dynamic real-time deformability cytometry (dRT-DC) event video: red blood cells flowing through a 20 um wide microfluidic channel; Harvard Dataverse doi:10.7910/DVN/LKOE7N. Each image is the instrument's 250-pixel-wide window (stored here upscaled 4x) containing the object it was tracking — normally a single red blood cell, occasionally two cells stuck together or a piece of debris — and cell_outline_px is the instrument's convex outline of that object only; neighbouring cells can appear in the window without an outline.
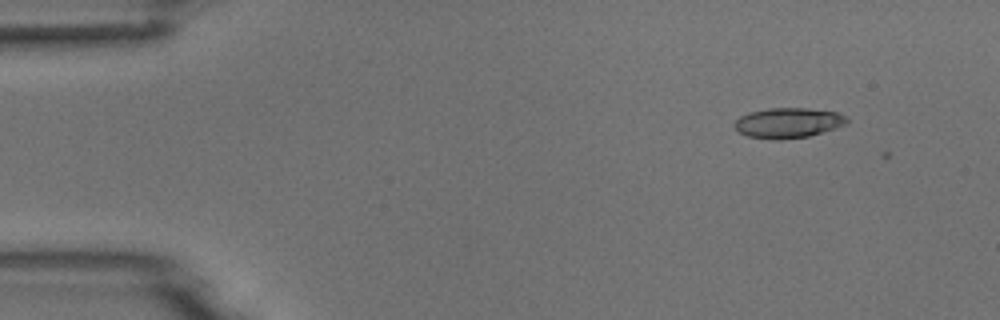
{"species": "common noctule bat (a hibernating species)", "species_latin": "Nyctalus noctula", "temperature_condition": "room temperature", "stored_images_in_passage": 4, "camera_frame_rate_fps": 3000, "um_per_image_px": 0.085, "animal": {"sex": "male", "body_mass_g": 18.8}, "frame": {"image": 1, "passage_image": 2, "time_ms": 1.0, "image_size_px": [1000, 320], "cell_outline_px": [[848, 120], [844, 124], [836, 128], [808, 136], [780, 140], [776, 140], [748, 136], [740, 132], [732, 124], [740, 116], [748, 112], [768, 108], [808, 108], [836, 112], [848, 116]], "centroid_in_image_um": [66.98, 10.43], "position_along_channel_um": 18.0, "area_um2": 19.77}}